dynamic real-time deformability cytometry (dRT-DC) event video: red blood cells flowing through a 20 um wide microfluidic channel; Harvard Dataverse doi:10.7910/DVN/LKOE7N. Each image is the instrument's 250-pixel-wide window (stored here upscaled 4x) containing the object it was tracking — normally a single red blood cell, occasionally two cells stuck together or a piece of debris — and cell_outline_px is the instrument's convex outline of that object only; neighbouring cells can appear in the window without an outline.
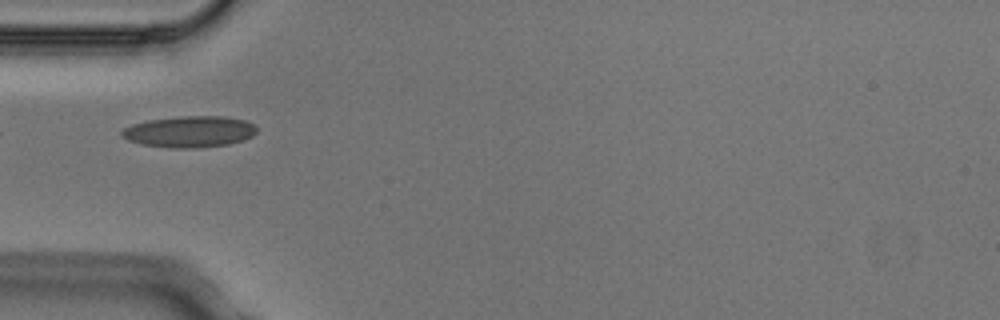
{"species": "Egyptian fruit bat (a non-hibernating species)", "species_latin": "Rousettus aegyptiacus", "temperature_condition": "cold", "stored_images_in_passage": 5, "camera_frame_rate_fps": 3000, "um_per_image_px": 0.085, "animal": {"sex": "male"}, "frame": {"image": 1, "passage_image": 2, "time_ms": 0.333, "image_size_px": [1000, 320], "cell_outline_px": [[256, 132], [252, 136], [244, 140], [228, 144], [196, 148], [168, 148], [140, 144], [128, 140], [120, 136], [120, 132], [124, 128], [132, 124], [148, 120], [184, 116], [224, 116], [244, 120], [252, 124], [256, 128]], "centroid_in_image_um": [16.08, 11.2], "position_along_channel_um": 68.9, "area_um2": 24.68}}
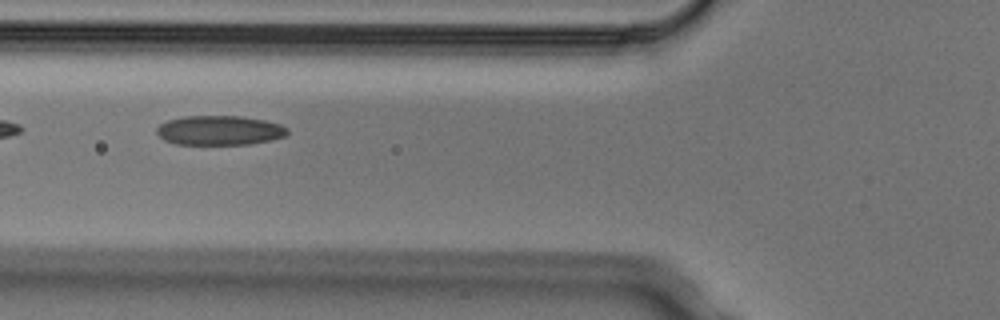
{"frame": {"image": 2, "passage_image": 3, "time_ms": 0.667, "image_size_px": [1000, 320], "cell_outline_px": [[288, 136], [272, 140], [248, 144], [176, 144], [164, 140], [156, 132], [156, 128], [160, 124], [168, 120], [184, 116], [240, 116], [264, 120], [280, 124], [288, 128]], "centroid_in_image_um": [18.68, 11.08], "position_along_channel_um": 107.1, "area_um2": 22.54}}
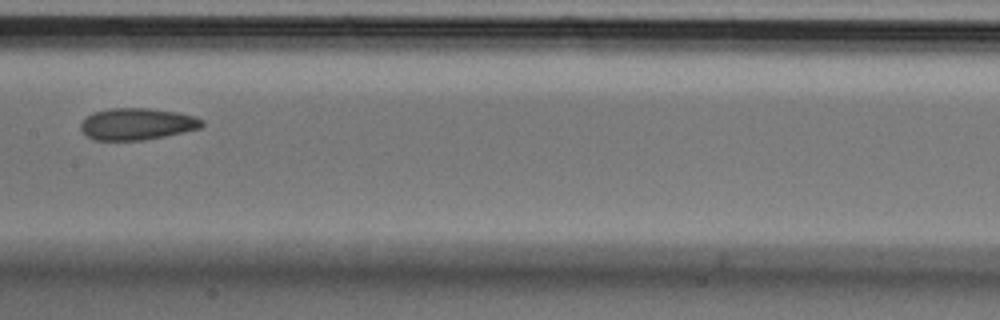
{"frame": {"image": 3, "passage_image": 5, "time_ms": 1.333, "image_size_px": [1000, 320], "cell_outline_px": [[204, 124], [200, 128], [184, 132], [144, 140], [96, 140], [84, 136], [80, 128], [80, 124], [92, 112], [108, 108], [148, 108], [176, 112], [196, 116], [204, 120]], "centroid_in_image_um": [11.64, 10.54], "position_along_channel_um": 195.8, "area_um2": 22.6}}